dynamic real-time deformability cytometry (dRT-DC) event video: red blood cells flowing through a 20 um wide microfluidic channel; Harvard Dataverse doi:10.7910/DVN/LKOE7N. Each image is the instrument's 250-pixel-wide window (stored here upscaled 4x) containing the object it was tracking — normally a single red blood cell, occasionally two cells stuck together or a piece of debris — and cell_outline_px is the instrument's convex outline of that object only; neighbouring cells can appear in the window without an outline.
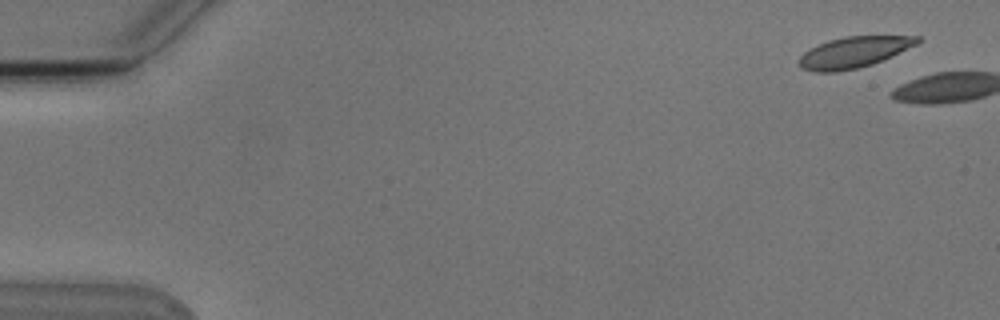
{"species": "Egyptian fruit bat (a non-hibernating species)", "species_latin": "Rousettus aegyptiacus", "temperature_condition": "cold", "stored_images_in_passage": 2, "camera_frame_rate_fps": 3000, "um_per_image_px": 0.085, "animal": {"sex": "male"}, "frame": {"image": 1, "passage_image": 1, "time_ms": 0.0, "image_size_px": [1000, 320], "cell_outline_px": [[924, 40], [916, 44], [872, 64], [856, 68], [836, 72], [816, 72], [804, 68], [800, 64], [800, 56], [804, 52], [828, 40], [844, 36], [920, 36]], "centroid_in_image_um": [72.59, 4.42], "position_along_channel_um": 12.4, "area_um2": 20.92}}